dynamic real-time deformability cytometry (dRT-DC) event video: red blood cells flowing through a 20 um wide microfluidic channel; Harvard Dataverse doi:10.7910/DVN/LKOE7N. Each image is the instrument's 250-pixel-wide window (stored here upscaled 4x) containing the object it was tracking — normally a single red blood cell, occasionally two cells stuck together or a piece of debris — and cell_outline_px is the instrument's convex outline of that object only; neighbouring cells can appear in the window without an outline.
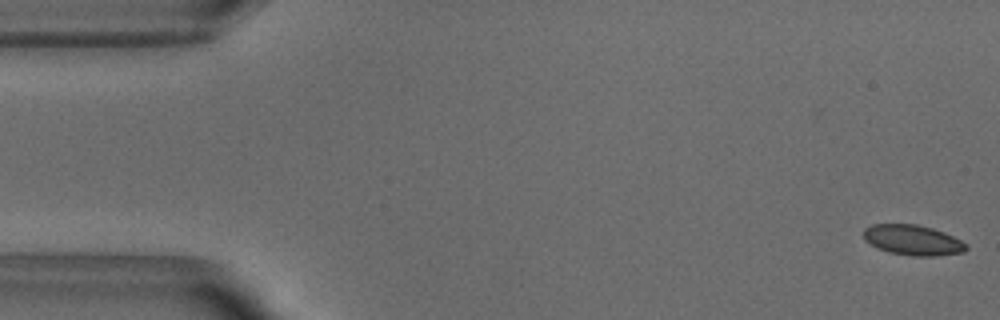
{"species": "common noctule bat (a hibernating species)", "species_latin": "Nyctalus noctula", "temperature_condition": "warm", "stored_images_in_passage": 53, "camera_frame_rate_fps": 3000, "um_per_image_px": 0.085, "animal": {"sex": "male", "body_mass_g": 18.8}, "frame": {"image": 1, "passage_image": 1, "time_ms": 0.0, "image_size_px": [1000, 320], "cell_outline_px": [[968, 248], [964, 252], [936, 256], [912, 256], [888, 252], [876, 248], [864, 240], [864, 228], [872, 224], [916, 224], [932, 228], [944, 232], [968, 244]], "centroid_in_image_um": [77.58, 20.41], "position_along_channel_um": 7.4, "area_um2": 18.26}}
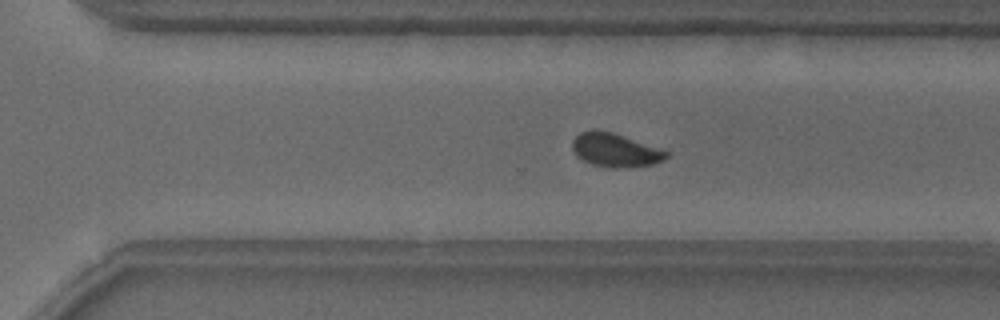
{"frame": {"image": 2, "passage_image": 35, "time_ms": 11.333, "image_size_px": [1000, 320], "cell_outline_px": [[668, 156], [664, 160], [652, 164], [616, 168], [612, 168], [592, 164], [576, 156], [572, 148], [572, 140], [580, 132], [592, 128], [596, 128], [612, 132], [668, 152]], "centroid_in_image_um": [52.22, 12.74], "position_along_channel_um": 318.4, "area_um2": 18.21}}
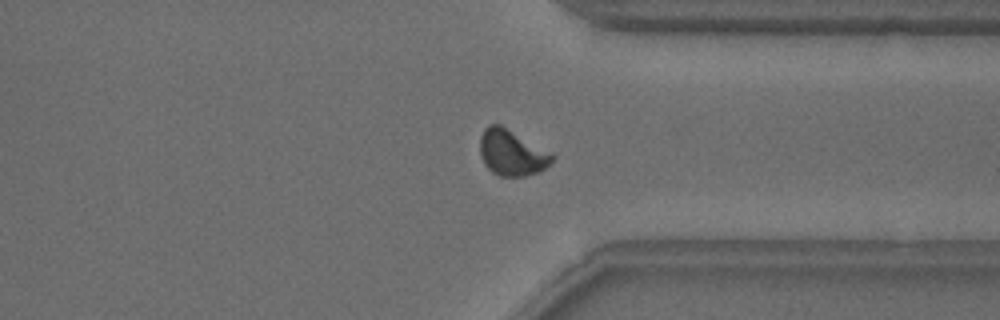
{"frame": {"image": 3, "passage_image": 39, "time_ms": 12.667, "image_size_px": [1000, 320], "cell_outline_px": [[556, 156], [540, 172], [524, 176], [500, 176], [492, 172], [484, 164], [480, 156], [480, 136], [484, 128], [488, 124], [500, 124], [552, 152]], "centroid_in_image_um": [43.49, 12.97], "position_along_channel_um": 367.9, "area_um2": 19.48}, "authors_computed_cell_mechanics": {"area_um2": 18.6116, "velocity_mm_per_s": 3.8455, "shape_relaxation_time_tau1_ms": 5.1172, "shape_relaxation_time_tau2_ms": null, "deformation_change_tau1": 0.0986, "deformation_change_tau2": null}}